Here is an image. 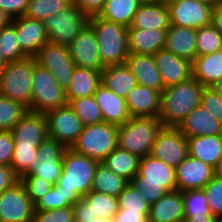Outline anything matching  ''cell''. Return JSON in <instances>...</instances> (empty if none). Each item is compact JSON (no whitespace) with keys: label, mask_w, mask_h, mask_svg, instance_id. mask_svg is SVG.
Segmentation results:
<instances>
[{"label":"cell","mask_w":222,"mask_h":222,"mask_svg":"<svg viewBox=\"0 0 222 222\" xmlns=\"http://www.w3.org/2000/svg\"><path fill=\"white\" fill-rule=\"evenodd\" d=\"M98 163L70 148L65 149L63 170L57 184L71 206L91 191Z\"/></svg>","instance_id":"obj_1"},{"label":"cell","mask_w":222,"mask_h":222,"mask_svg":"<svg viewBox=\"0 0 222 222\" xmlns=\"http://www.w3.org/2000/svg\"><path fill=\"white\" fill-rule=\"evenodd\" d=\"M204 86L193 76L188 80L161 92L159 119L163 126L177 127L179 123L200 105Z\"/></svg>","instance_id":"obj_2"},{"label":"cell","mask_w":222,"mask_h":222,"mask_svg":"<svg viewBox=\"0 0 222 222\" xmlns=\"http://www.w3.org/2000/svg\"><path fill=\"white\" fill-rule=\"evenodd\" d=\"M88 23L93 27L99 45L100 59L104 66L125 64L129 55L128 28L98 15L90 16Z\"/></svg>","instance_id":"obj_3"},{"label":"cell","mask_w":222,"mask_h":222,"mask_svg":"<svg viewBox=\"0 0 222 222\" xmlns=\"http://www.w3.org/2000/svg\"><path fill=\"white\" fill-rule=\"evenodd\" d=\"M162 126L159 117H131L118 126V147L139 158L148 156Z\"/></svg>","instance_id":"obj_4"},{"label":"cell","mask_w":222,"mask_h":222,"mask_svg":"<svg viewBox=\"0 0 222 222\" xmlns=\"http://www.w3.org/2000/svg\"><path fill=\"white\" fill-rule=\"evenodd\" d=\"M118 147V126L107 122L84 126L70 149L101 163Z\"/></svg>","instance_id":"obj_5"},{"label":"cell","mask_w":222,"mask_h":222,"mask_svg":"<svg viewBox=\"0 0 222 222\" xmlns=\"http://www.w3.org/2000/svg\"><path fill=\"white\" fill-rule=\"evenodd\" d=\"M34 57L6 63L0 77V95L18 101L31 111Z\"/></svg>","instance_id":"obj_6"},{"label":"cell","mask_w":222,"mask_h":222,"mask_svg":"<svg viewBox=\"0 0 222 222\" xmlns=\"http://www.w3.org/2000/svg\"><path fill=\"white\" fill-rule=\"evenodd\" d=\"M67 103L65 90L46 68L35 63L32 74L31 112L45 114Z\"/></svg>","instance_id":"obj_7"},{"label":"cell","mask_w":222,"mask_h":222,"mask_svg":"<svg viewBox=\"0 0 222 222\" xmlns=\"http://www.w3.org/2000/svg\"><path fill=\"white\" fill-rule=\"evenodd\" d=\"M89 17L75 4L52 15L43 24L47 30L49 42L69 46L87 25Z\"/></svg>","instance_id":"obj_8"},{"label":"cell","mask_w":222,"mask_h":222,"mask_svg":"<svg viewBox=\"0 0 222 222\" xmlns=\"http://www.w3.org/2000/svg\"><path fill=\"white\" fill-rule=\"evenodd\" d=\"M170 25L198 29L211 24L214 3L202 0H167Z\"/></svg>","instance_id":"obj_9"},{"label":"cell","mask_w":222,"mask_h":222,"mask_svg":"<svg viewBox=\"0 0 222 222\" xmlns=\"http://www.w3.org/2000/svg\"><path fill=\"white\" fill-rule=\"evenodd\" d=\"M36 63L46 68L64 90L70 84L76 67L68 50V46L47 42L34 56Z\"/></svg>","instance_id":"obj_10"},{"label":"cell","mask_w":222,"mask_h":222,"mask_svg":"<svg viewBox=\"0 0 222 222\" xmlns=\"http://www.w3.org/2000/svg\"><path fill=\"white\" fill-rule=\"evenodd\" d=\"M65 149L62 143L47 138L38 147L37 156L24 175L38 176L55 185L62 174Z\"/></svg>","instance_id":"obj_11"},{"label":"cell","mask_w":222,"mask_h":222,"mask_svg":"<svg viewBox=\"0 0 222 222\" xmlns=\"http://www.w3.org/2000/svg\"><path fill=\"white\" fill-rule=\"evenodd\" d=\"M150 155L176 169L189 156L187 137L177 127L162 126Z\"/></svg>","instance_id":"obj_12"},{"label":"cell","mask_w":222,"mask_h":222,"mask_svg":"<svg viewBox=\"0 0 222 222\" xmlns=\"http://www.w3.org/2000/svg\"><path fill=\"white\" fill-rule=\"evenodd\" d=\"M47 118L48 138L70 148L83 130V124L67 103L45 113Z\"/></svg>","instance_id":"obj_13"},{"label":"cell","mask_w":222,"mask_h":222,"mask_svg":"<svg viewBox=\"0 0 222 222\" xmlns=\"http://www.w3.org/2000/svg\"><path fill=\"white\" fill-rule=\"evenodd\" d=\"M34 204L19 180L0 194V222H32Z\"/></svg>","instance_id":"obj_14"},{"label":"cell","mask_w":222,"mask_h":222,"mask_svg":"<svg viewBox=\"0 0 222 222\" xmlns=\"http://www.w3.org/2000/svg\"><path fill=\"white\" fill-rule=\"evenodd\" d=\"M68 50L76 66L101 73L105 68L100 59L99 45L95 31L89 23L85 25L74 41L68 46Z\"/></svg>","instance_id":"obj_15"},{"label":"cell","mask_w":222,"mask_h":222,"mask_svg":"<svg viewBox=\"0 0 222 222\" xmlns=\"http://www.w3.org/2000/svg\"><path fill=\"white\" fill-rule=\"evenodd\" d=\"M130 183L162 185L168 192L177 190L175 168L151 155L140 158L138 174Z\"/></svg>","instance_id":"obj_16"},{"label":"cell","mask_w":222,"mask_h":222,"mask_svg":"<svg viewBox=\"0 0 222 222\" xmlns=\"http://www.w3.org/2000/svg\"><path fill=\"white\" fill-rule=\"evenodd\" d=\"M14 147H39L48 138L44 113L27 111L11 130Z\"/></svg>","instance_id":"obj_17"},{"label":"cell","mask_w":222,"mask_h":222,"mask_svg":"<svg viewBox=\"0 0 222 222\" xmlns=\"http://www.w3.org/2000/svg\"><path fill=\"white\" fill-rule=\"evenodd\" d=\"M11 24L15 27L20 49L27 57H34L40 48L49 42L43 21L23 15L13 18Z\"/></svg>","instance_id":"obj_18"},{"label":"cell","mask_w":222,"mask_h":222,"mask_svg":"<svg viewBox=\"0 0 222 222\" xmlns=\"http://www.w3.org/2000/svg\"><path fill=\"white\" fill-rule=\"evenodd\" d=\"M178 191L203 189L215 176L214 168L203 161L188 156L175 169Z\"/></svg>","instance_id":"obj_19"},{"label":"cell","mask_w":222,"mask_h":222,"mask_svg":"<svg viewBox=\"0 0 222 222\" xmlns=\"http://www.w3.org/2000/svg\"><path fill=\"white\" fill-rule=\"evenodd\" d=\"M153 57L164 88L177 85L192 77V62L176 56L165 48L158 50Z\"/></svg>","instance_id":"obj_20"},{"label":"cell","mask_w":222,"mask_h":222,"mask_svg":"<svg viewBox=\"0 0 222 222\" xmlns=\"http://www.w3.org/2000/svg\"><path fill=\"white\" fill-rule=\"evenodd\" d=\"M170 27L169 9L164 0H144L129 28L167 30Z\"/></svg>","instance_id":"obj_21"},{"label":"cell","mask_w":222,"mask_h":222,"mask_svg":"<svg viewBox=\"0 0 222 222\" xmlns=\"http://www.w3.org/2000/svg\"><path fill=\"white\" fill-rule=\"evenodd\" d=\"M131 117H159L161 92L137 84L125 98Z\"/></svg>","instance_id":"obj_22"},{"label":"cell","mask_w":222,"mask_h":222,"mask_svg":"<svg viewBox=\"0 0 222 222\" xmlns=\"http://www.w3.org/2000/svg\"><path fill=\"white\" fill-rule=\"evenodd\" d=\"M93 96L104 122L120 126L131 118L125 98L118 96L102 83Z\"/></svg>","instance_id":"obj_23"},{"label":"cell","mask_w":222,"mask_h":222,"mask_svg":"<svg viewBox=\"0 0 222 222\" xmlns=\"http://www.w3.org/2000/svg\"><path fill=\"white\" fill-rule=\"evenodd\" d=\"M177 128L187 138L222 135V123L217 121L201 104L192 110Z\"/></svg>","instance_id":"obj_24"},{"label":"cell","mask_w":222,"mask_h":222,"mask_svg":"<svg viewBox=\"0 0 222 222\" xmlns=\"http://www.w3.org/2000/svg\"><path fill=\"white\" fill-rule=\"evenodd\" d=\"M125 64L136 78L137 84L162 92L164 85L153 55L129 53Z\"/></svg>","instance_id":"obj_25"},{"label":"cell","mask_w":222,"mask_h":222,"mask_svg":"<svg viewBox=\"0 0 222 222\" xmlns=\"http://www.w3.org/2000/svg\"><path fill=\"white\" fill-rule=\"evenodd\" d=\"M196 35L197 29L170 25L166 31L165 49L193 62L197 56Z\"/></svg>","instance_id":"obj_26"},{"label":"cell","mask_w":222,"mask_h":222,"mask_svg":"<svg viewBox=\"0 0 222 222\" xmlns=\"http://www.w3.org/2000/svg\"><path fill=\"white\" fill-rule=\"evenodd\" d=\"M184 219L181 191L167 192L158 201L150 205L148 222H180Z\"/></svg>","instance_id":"obj_27"},{"label":"cell","mask_w":222,"mask_h":222,"mask_svg":"<svg viewBox=\"0 0 222 222\" xmlns=\"http://www.w3.org/2000/svg\"><path fill=\"white\" fill-rule=\"evenodd\" d=\"M167 30L128 28V51L153 55L165 48Z\"/></svg>","instance_id":"obj_28"},{"label":"cell","mask_w":222,"mask_h":222,"mask_svg":"<svg viewBox=\"0 0 222 222\" xmlns=\"http://www.w3.org/2000/svg\"><path fill=\"white\" fill-rule=\"evenodd\" d=\"M101 84V72L76 66L69 86L65 90L66 100L93 96Z\"/></svg>","instance_id":"obj_29"},{"label":"cell","mask_w":222,"mask_h":222,"mask_svg":"<svg viewBox=\"0 0 222 222\" xmlns=\"http://www.w3.org/2000/svg\"><path fill=\"white\" fill-rule=\"evenodd\" d=\"M188 154L215 168L222 157V135L187 138Z\"/></svg>","instance_id":"obj_30"},{"label":"cell","mask_w":222,"mask_h":222,"mask_svg":"<svg viewBox=\"0 0 222 222\" xmlns=\"http://www.w3.org/2000/svg\"><path fill=\"white\" fill-rule=\"evenodd\" d=\"M101 83L123 98L137 85L136 78L126 64L105 66L101 73Z\"/></svg>","instance_id":"obj_31"},{"label":"cell","mask_w":222,"mask_h":222,"mask_svg":"<svg viewBox=\"0 0 222 222\" xmlns=\"http://www.w3.org/2000/svg\"><path fill=\"white\" fill-rule=\"evenodd\" d=\"M192 76L204 87H210L222 76V50L196 56L192 62Z\"/></svg>","instance_id":"obj_32"},{"label":"cell","mask_w":222,"mask_h":222,"mask_svg":"<svg viewBox=\"0 0 222 222\" xmlns=\"http://www.w3.org/2000/svg\"><path fill=\"white\" fill-rule=\"evenodd\" d=\"M143 1L144 0H106L98 16L129 28L137 9Z\"/></svg>","instance_id":"obj_33"},{"label":"cell","mask_w":222,"mask_h":222,"mask_svg":"<svg viewBox=\"0 0 222 222\" xmlns=\"http://www.w3.org/2000/svg\"><path fill=\"white\" fill-rule=\"evenodd\" d=\"M140 158L117 147L101 163L130 182L139 170Z\"/></svg>","instance_id":"obj_34"},{"label":"cell","mask_w":222,"mask_h":222,"mask_svg":"<svg viewBox=\"0 0 222 222\" xmlns=\"http://www.w3.org/2000/svg\"><path fill=\"white\" fill-rule=\"evenodd\" d=\"M129 182L98 163L91 190L118 197Z\"/></svg>","instance_id":"obj_35"},{"label":"cell","mask_w":222,"mask_h":222,"mask_svg":"<svg viewBox=\"0 0 222 222\" xmlns=\"http://www.w3.org/2000/svg\"><path fill=\"white\" fill-rule=\"evenodd\" d=\"M69 105L72 107L83 126L104 122L94 96H86L71 100Z\"/></svg>","instance_id":"obj_36"},{"label":"cell","mask_w":222,"mask_h":222,"mask_svg":"<svg viewBox=\"0 0 222 222\" xmlns=\"http://www.w3.org/2000/svg\"><path fill=\"white\" fill-rule=\"evenodd\" d=\"M71 4L72 0H29L28 8L24 16L43 21L66 9Z\"/></svg>","instance_id":"obj_37"},{"label":"cell","mask_w":222,"mask_h":222,"mask_svg":"<svg viewBox=\"0 0 222 222\" xmlns=\"http://www.w3.org/2000/svg\"><path fill=\"white\" fill-rule=\"evenodd\" d=\"M27 111L22 103L0 95V131H11Z\"/></svg>","instance_id":"obj_38"},{"label":"cell","mask_w":222,"mask_h":222,"mask_svg":"<svg viewBox=\"0 0 222 222\" xmlns=\"http://www.w3.org/2000/svg\"><path fill=\"white\" fill-rule=\"evenodd\" d=\"M27 57L20 49L15 27L10 24L0 29V58L4 63H11Z\"/></svg>","instance_id":"obj_39"},{"label":"cell","mask_w":222,"mask_h":222,"mask_svg":"<svg viewBox=\"0 0 222 222\" xmlns=\"http://www.w3.org/2000/svg\"><path fill=\"white\" fill-rule=\"evenodd\" d=\"M222 50V34L212 25L197 29V56H203Z\"/></svg>","instance_id":"obj_40"},{"label":"cell","mask_w":222,"mask_h":222,"mask_svg":"<svg viewBox=\"0 0 222 222\" xmlns=\"http://www.w3.org/2000/svg\"><path fill=\"white\" fill-rule=\"evenodd\" d=\"M91 203V210L97 217L112 219L119 209L118 198L91 190L83 196Z\"/></svg>","instance_id":"obj_41"},{"label":"cell","mask_w":222,"mask_h":222,"mask_svg":"<svg viewBox=\"0 0 222 222\" xmlns=\"http://www.w3.org/2000/svg\"><path fill=\"white\" fill-rule=\"evenodd\" d=\"M119 209L126 211H141L147 217L149 216L150 203L144 199L142 194L129 182L124 190L119 194Z\"/></svg>","instance_id":"obj_42"},{"label":"cell","mask_w":222,"mask_h":222,"mask_svg":"<svg viewBox=\"0 0 222 222\" xmlns=\"http://www.w3.org/2000/svg\"><path fill=\"white\" fill-rule=\"evenodd\" d=\"M184 215L212 214L203 189L181 191Z\"/></svg>","instance_id":"obj_43"},{"label":"cell","mask_w":222,"mask_h":222,"mask_svg":"<svg viewBox=\"0 0 222 222\" xmlns=\"http://www.w3.org/2000/svg\"><path fill=\"white\" fill-rule=\"evenodd\" d=\"M37 153L38 147H14L11 168L19 179L30 169Z\"/></svg>","instance_id":"obj_44"},{"label":"cell","mask_w":222,"mask_h":222,"mask_svg":"<svg viewBox=\"0 0 222 222\" xmlns=\"http://www.w3.org/2000/svg\"><path fill=\"white\" fill-rule=\"evenodd\" d=\"M27 192V196L35 205L53 187V184L44 178L34 175H23L20 179Z\"/></svg>","instance_id":"obj_45"},{"label":"cell","mask_w":222,"mask_h":222,"mask_svg":"<svg viewBox=\"0 0 222 222\" xmlns=\"http://www.w3.org/2000/svg\"><path fill=\"white\" fill-rule=\"evenodd\" d=\"M208 207L215 217L222 216V180L214 176L204 187Z\"/></svg>","instance_id":"obj_46"},{"label":"cell","mask_w":222,"mask_h":222,"mask_svg":"<svg viewBox=\"0 0 222 222\" xmlns=\"http://www.w3.org/2000/svg\"><path fill=\"white\" fill-rule=\"evenodd\" d=\"M69 206L71 205L67 202L64 193L60 190V186L56 183L38 200L34 205V210L46 211Z\"/></svg>","instance_id":"obj_47"},{"label":"cell","mask_w":222,"mask_h":222,"mask_svg":"<svg viewBox=\"0 0 222 222\" xmlns=\"http://www.w3.org/2000/svg\"><path fill=\"white\" fill-rule=\"evenodd\" d=\"M32 222H74L72 206L46 211L34 210Z\"/></svg>","instance_id":"obj_48"},{"label":"cell","mask_w":222,"mask_h":222,"mask_svg":"<svg viewBox=\"0 0 222 222\" xmlns=\"http://www.w3.org/2000/svg\"><path fill=\"white\" fill-rule=\"evenodd\" d=\"M200 104L203 108L222 123V94L213 90L211 87H204L201 93Z\"/></svg>","instance_id":"obj_49"},{"label":"cell","mask_w":222,"mask_h":222,"mask_svg":"<svg viewBox=\"0 0 222 222\" xmlns=\"http://www.w3.org/2000/svg\"><path fill=\"white\" fill-rule=\"evenodd\" d=\"M14 140L11 131H0V165L11 167Z\"/></svg>","instance_id":"obj_50"},{"label":"cell","mask_w":222,"mask_h":222,"mask_svg":"<svg viewBox=\"0 0 222 222\" xmlns=\"http://www.w3.org/2000/svg\"><path fill=\"white\" fill-rule=\"evenodd\" d=\"M150 205L158 201L168 191L162 185L132 184Z\"/></svg>","instance_id":"obj_51"},{"label":"cell","mask_w":222,"mask_h":222,"mask_svg":"<svg viewBox=\"0 0 222 222\" xmlns=\"http://www.w3.org/2000/svg\"><path fill=\"white\" fill-rule=\"evenodd\" d=\"M74 222H91L96 214L91 210V203L84 197L80 198L73 206Z\"/></svg>","instance_id":"obj_52"},{"label":"cell","mask_w":222,"mask_h":222,"mask_svg":"<svg viewBox=\"0 0 222 222\" xmlns=\"http://www.w3.org/2000/svg\"><path fill=\"white\" fill-rule=\"evenodd\" d=\"M28 3L29 0H0V9L13 19L25 15Z\"/></svg>","instance_id":"obj_53"},{"label":"cell","mask_w":222,"mask_h":222,"mask_svg":"<svg viewBox=\"0 0 222 222\" xmlns=\"http://www.w3.org/2000/svg\"><path fill=\"white\" fill-rule=\"evenodd\" d=\"M106 0H72L83 13L88 17L98 15L103 9Z\"/></svg>","instance_id":"obj_54"},{"label":"cell","mask_w":222,"mask_h":222,"mask_svg":"<svg viewBox=\"0 0 222 222\" xmlns=\"http://www.w3.org/2000/svg\"><path fill=\"white\" fill-rule=\"evenodd\" d=\"M112 222H148V217L141 211L118 209L112 218Z\"/></svg>","instance_id":"obj_55"},{"label":"cell","mask_w":222,"mask_h":222,"mask_svg":"<svg viewBox=\"0 0 222 222\" xmlns=\"http://www.w3.org/2000/svg\"><path fill=\"white\" fill-rule=\"evenodd\" d=\"M18 181L19 178L13 173L11 167L0 165V194L4 190L11 188Z\"/></svg>","instance_id":"obj_56"},{"label":"cell","mask_w":222,"mask_h":222,"mask_svg":"<svg viewBox=\"0 0 222 222\" xmlns=\"http://www.w3.org/2000/svg\"><path fill=\"white\" fill-rule=\"evenodd\" d=\"M211 24L222 34V0L214 3Z\"/></svg>","instance_id":"obj_57"},{"label":"cell","mask_w":222,"mask_h":222,"mask_svg":"<svg viewBox=\"0 0 222 222\" xmlns=\"http://www.w3.org/2000/svg\"><path fill=\"white\" fill-rule=\"evenodd\" d=\"M184 222H217V217L213 214H202L199 216L195 215H184Z\"/></svg>","instance_id":"obj_58"},{"label":"cell","mask_w":222,"mask_h":222,"mask_svg":"<svg viewBox=\"0 0 222 222\" xmlns=\"http://www.w3.org/2000/svg\"><path fill=\"white\" fill-rule=\"evenodd\" d=\"M12 22L11 16L0 9V29L7 27Z\"/></svg>","instance_id":"obj_59"},{"label":"cell","mask_w":222,"mask_h":222,"mask_svg":"<svg viewBox=\"0 0 222 222\" xmlns=\"http://www.w3.org/2000/svg\"><path fill=\"white\" fill-rule=\"evenodd\" d=\"M213 90L222 94V76L210 86Z\"/></svg>","instance_id":"obj_60"},{"label":"cell","mask_w":222,"mask_h":222,"mask_svg":"<svg viewBox=\"0 0 222 222\" xmlns=\"http://www.w3.org/2000/svg\"><path fill=\"white\" fill-rule=\"evenodd\" d=\"M215 176L222 180V157L219 159L217 166L214 168Z\"/></svg>","instance_id":"obj_61"},{"label":"cell","mask_w":222,"mask_h":222,"mask_svg":"<svg viewBox=\"0 0 222 222\" xmlns=\"http://www.w3.org/2000/svg\"><path fill=\"white\" fill-rule=\"evenodd\" d=\"M91 222H112V219H106V218L95 217V219L92 220Z\"/></svg>","instance_id":"obj_62"},{"label":"cell","mask_w":222,"mask_h":222,"mask_svg":"<svg viewBox=\"0 0 222 222\" xmlns=\"http://www.w3.org/2000/svg\"><path fill=\"white\" fill-rule=\"evenodd\" d=\"M5 64H6V63H4V62L1 60V58H0V77H1V75H2V73H3V71H4Z\"/></svg>","instance_id":"obj_63"},{"label":"cell","mask_w":222,"mask_h":222,"mask_svg":"<svg viewBox=\"0 0 222 222\" xmlns=\"http://www.w3.org/2000/svg\"><path fill=\"white\" fill-rule=\"evenodd\" d=\"M202 1H207V2H211V3H216L219 0H202Z\"/></svg>","instance_id":"obj_64"},{"label":"cell","mask_w":222,"mask_h":222,"mask_svg":"<svg viewBox=\"0 0 222 222\" xmlns=\"http://www.w3.org/2000/svg\"><path fill=\"white\" fill-rule=\"evenodd\" d=\"M217 222H222V216L217 218Z\"/></svg>","instance_id":"obj_65"}]
</instances>
